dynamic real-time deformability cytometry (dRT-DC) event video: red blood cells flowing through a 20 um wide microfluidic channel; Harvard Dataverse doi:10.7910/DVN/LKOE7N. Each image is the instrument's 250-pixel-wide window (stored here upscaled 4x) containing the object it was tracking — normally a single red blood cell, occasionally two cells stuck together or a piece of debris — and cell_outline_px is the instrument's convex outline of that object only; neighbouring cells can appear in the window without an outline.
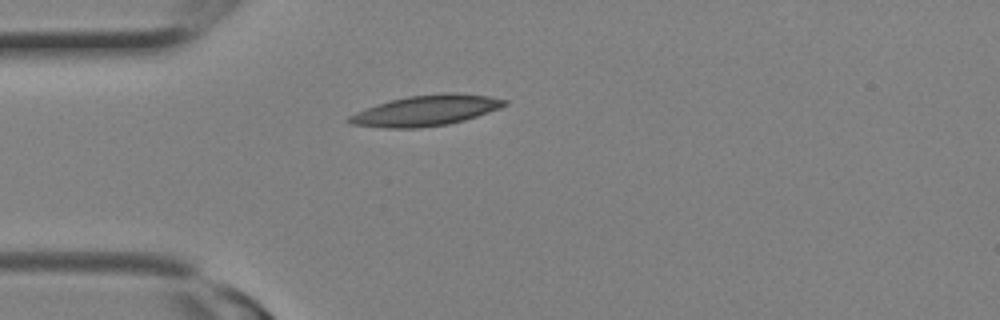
{"species": "Egyptian fruit bat (a non-hibernating species)", "species_latin": "Rousettus aegyptiacus", "temperature_condition": "room temperature", "stored_images_in_passage": 3, "camera_frame_rate_fps": 3000, "um_per_image_px": 0.085, "animal": {"sex": "female"}, "frame": {"image": 1, "passage_image": 1, "time_ms": 0.0, "image_size_px": [1000, 320], "cell_outline_px": [[508, 104], [500, 108], [464, 120], [448, 124], [420, 128], [384, 128], [352, 124], [344, 120], [348, 116], [356, 112], [376, 104], [408, 96], [444, 92], [456, 92], [488, 96], [508, 100]], "centroid_in_image_um": [36.2, 9.39], "position_along_channel_um": 48.8, "area_um2": 27.8}}
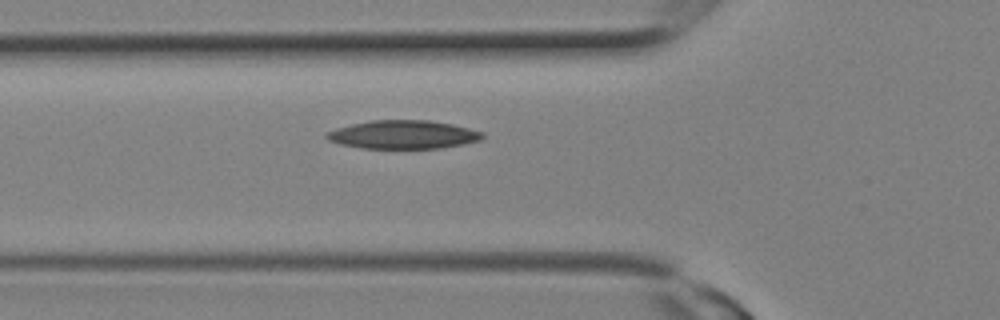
{"frame": {"image": 2, "passage_image": 3, "time_ms": 0.667, "image_size_px": [1000, 320], "cell_outline_px": [[484, 136], [480, 140], [464, 144], [440, 148], [360, 148], [340, 144], [328, 140], [324, 136], [328, 132], [336, 128], [352, 124], [372, 120], [428, 120], [452, 124], [484, 132]], "centroid_in_image_um": [34.27, 11.44], "position_along_channel_um": 91.5, "area_um2": 25.78}}